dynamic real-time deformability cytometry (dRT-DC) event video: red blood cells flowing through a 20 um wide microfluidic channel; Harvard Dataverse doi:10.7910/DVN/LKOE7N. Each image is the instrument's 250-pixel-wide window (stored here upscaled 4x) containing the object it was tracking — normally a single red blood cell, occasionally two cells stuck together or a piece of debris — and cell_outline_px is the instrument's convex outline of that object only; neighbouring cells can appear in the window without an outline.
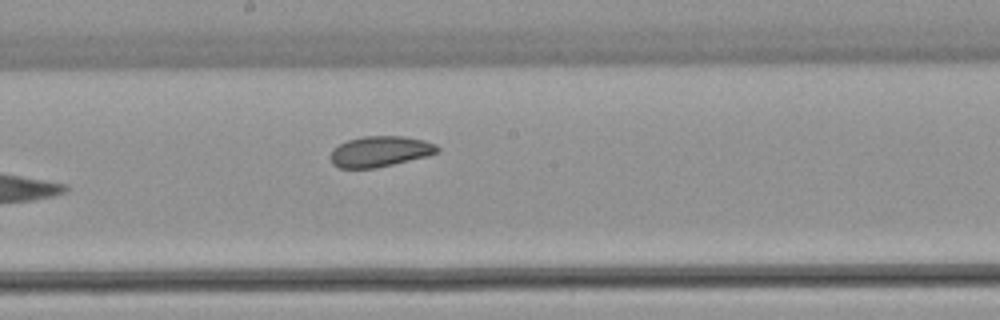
{"species": "common noctule bat (a hibernating species)", "species_latin": "Nyctalus noctula", "temperature_condition": "warm", "stored_images_in_passage": 6, "camera_frame_rate_fps": 3000, "um_per_image_px": 0.085, "animal": {"sex": "female", "body_mass_g": 22.7, "forearm_length_mm": 54.2}, "frame": {"image": 1, "passage_image": 6, "time_ms": 6.0, "image_size_px": [1000, 320], "cell_outline_px": [[440, 152], [428, 156], [376, 168], [340, 168], [332, 164], [332, 148], [348, 140], [364, 136], [404, 136], [424, 140], [436, 144], [440, 148]], "centroid_in_image_um": [32.35, 12.87], "position_along_channel_um": 215.9, "area_um2": 19.13}}